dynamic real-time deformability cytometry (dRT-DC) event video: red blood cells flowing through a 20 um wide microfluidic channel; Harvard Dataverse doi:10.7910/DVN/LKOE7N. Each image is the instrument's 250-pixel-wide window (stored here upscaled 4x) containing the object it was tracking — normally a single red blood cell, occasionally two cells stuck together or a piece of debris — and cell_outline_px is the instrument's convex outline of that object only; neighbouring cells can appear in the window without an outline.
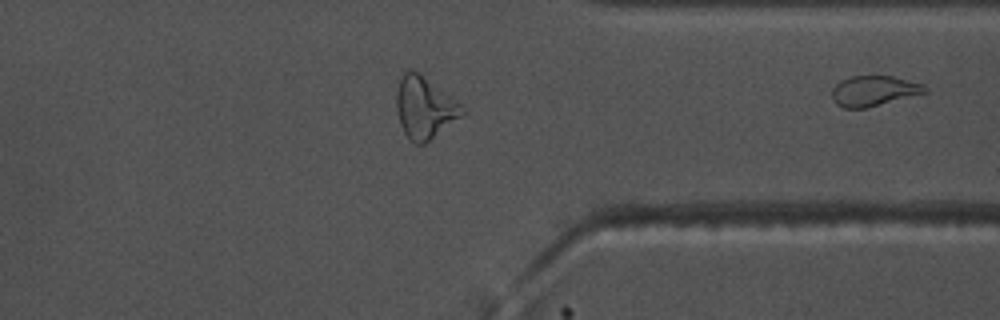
{"species": "common noctule bat (a hibernating species)", "species_latin": "Nyctalus noctula", "temperature_condition": "warm", "stored_images_in_passage": 42, "camera_frame_rate_fps": 3000, "um_per_image_px": 0.085, "animal": {"sex": "male", "body_mass_g": 17.5, "forearm_length_mm": 52.3}, "frame": {"image": 1, "passage_image": 42, "time_ms": 13.667, "image_size_px": [1000, 320], "cell_outline_px": [[928, 92], [864, 108], [844, 108], [836, 104], [832, 96], [832, 88], [840, 80], [852, 76], [892, 76], [920, 84], [928, 88]], "centroid_in_image_um": [74.24, 7.72], "position_along_channel_um": 337.2, "area_um2": 16.13}}